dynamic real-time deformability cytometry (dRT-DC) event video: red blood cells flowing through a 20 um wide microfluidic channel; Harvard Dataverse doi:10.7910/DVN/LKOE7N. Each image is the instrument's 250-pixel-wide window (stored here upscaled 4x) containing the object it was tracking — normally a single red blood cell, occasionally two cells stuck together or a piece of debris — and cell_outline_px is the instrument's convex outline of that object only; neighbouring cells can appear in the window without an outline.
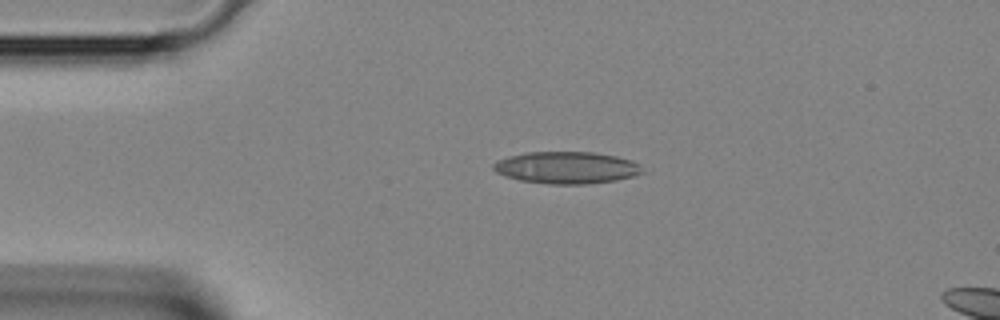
{"species": "Egyptian fruit bat (a non-hibernating species)", "species_latin": "Rousettus aegyptiacus", "temperature_condition": "room temperature", "stored_images_in_passage": 2, "camera_frame_rate_fps": 3000, "um_per_image_px": 0.085, "animal": {"sex": "female"}, "frame": {"image": 1, "passage_image": 1, "time_ms": 0.0, "image_size_px": [1000, 320], "cell_outline_px": [[644, 172], [632, 176], [616, 180], [588, 184], [548, 184], [520, 180], [504, 176], [496, 172], [492, 168], [492, 164], [508, 156], [524, 152], [596, 152], [616, 156], [632, 160], [640, 164]], "centroid_in_image_um": [48.16, 14.24], "position_along_channel_um": 36.8, "area_um2": 27.92}}